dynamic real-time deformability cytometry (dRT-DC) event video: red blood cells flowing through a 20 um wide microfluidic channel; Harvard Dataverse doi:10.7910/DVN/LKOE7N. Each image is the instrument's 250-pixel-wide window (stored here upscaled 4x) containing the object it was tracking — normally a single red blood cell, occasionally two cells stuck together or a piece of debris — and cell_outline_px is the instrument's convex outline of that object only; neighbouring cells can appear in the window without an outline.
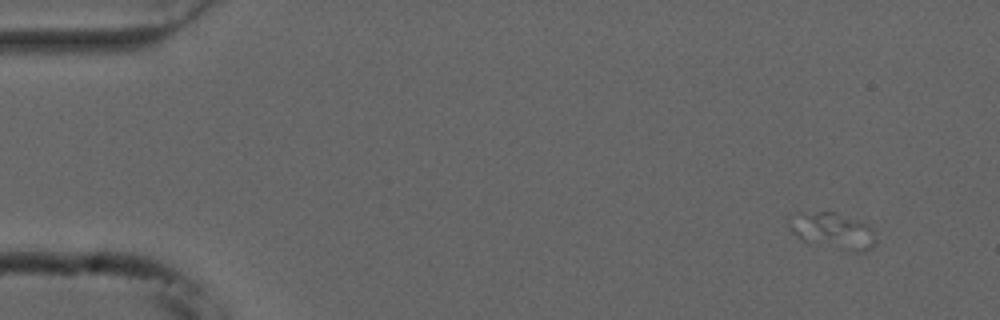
{"species": "common noctule bat (a hibernating species)", "species_latin": "Nyctalus noctula", "temperature_condition": "cold", "stored_images_in_passage": 2, "camera_frame_rate_fps": 3000, "um_per_image_px": 0.085, "animal": {"sex": "male", "forearm_length_mm": 52.5}, "frame": {"image": 1, "passage_image": 1, "time_ms": 0.0, "image_size_px": [1000, 320], "cell_outline_px": [[876, 244], [872, 248], [864, 252], [856, 252], [804, 240], [796, 236], [792, 232], [788, 216], [800, 212], [832, 212], [868, 224], [872, 228], [876, 240]], "centroid_in_image_um": [70.81, 19.61], "position_along_channel_um": 14.2, "area_um2": 17.98}}